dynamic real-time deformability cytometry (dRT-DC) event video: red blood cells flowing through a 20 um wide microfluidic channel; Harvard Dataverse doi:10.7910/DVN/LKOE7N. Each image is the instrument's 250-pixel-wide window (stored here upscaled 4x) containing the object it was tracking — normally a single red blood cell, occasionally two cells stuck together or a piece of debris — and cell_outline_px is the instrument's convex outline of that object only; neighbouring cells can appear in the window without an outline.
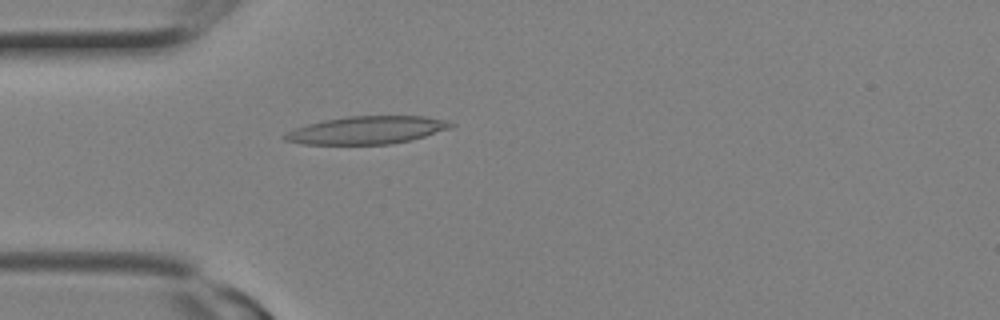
{"species": "Egyptian fruit bat (a non-hibernating species)", "species_latin": "Rousettus aegyptiacus", "temperature_condition": "room temperature", "stored_images_in_passage": 11, "camera_frame_rate_fps": 3000, "um_per_image_px": 0.085, "animal": {"sex": "female"}, "frame": {"image": 1, "passage_image": 5, "time_ms": 1.333, "image_size_px": [1000, 320], "cell_outline_px": [[456, 124], [452, 128], [412, 140], [392, 144], [304, 144], [284, 140], [280, 136], [296, 128], [308, 124], [324, 120], [348, 116], [424, 116], [448, 120]], "centroid_in_image_um": [31.24, 11.06], "position_along_channel_um": 53.8, "area_um2": 26.99}}
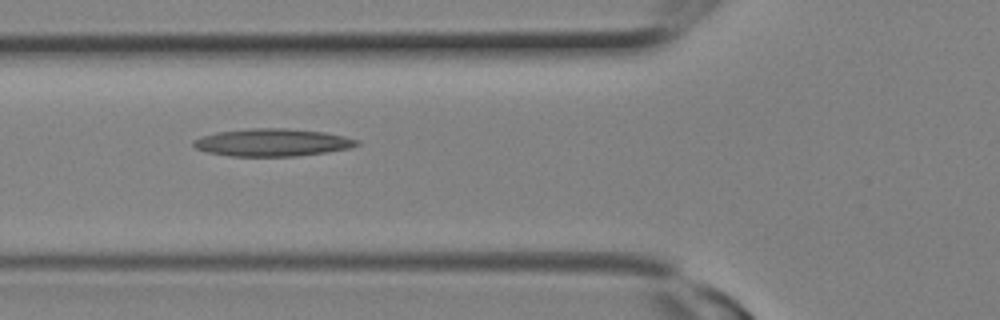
{"frame": {"image": 2, "passage_image": 7, "time_ms": 2.0, "image_size_px": [1000, 320], "cell_outline_px": [[360, 144], [352, 148], [296, 156], [228, 156], [208, 152], [196, 148], [192, 144], [192, 140], [200, 136], [216, 132], [252, 128], [288, 128], [324, 132], [344, 136], [360, 140]], "centroid_in_image_um": [23.14, 12.1], "position_along_channel_um": 102.7, "area_um2": 26.36}}
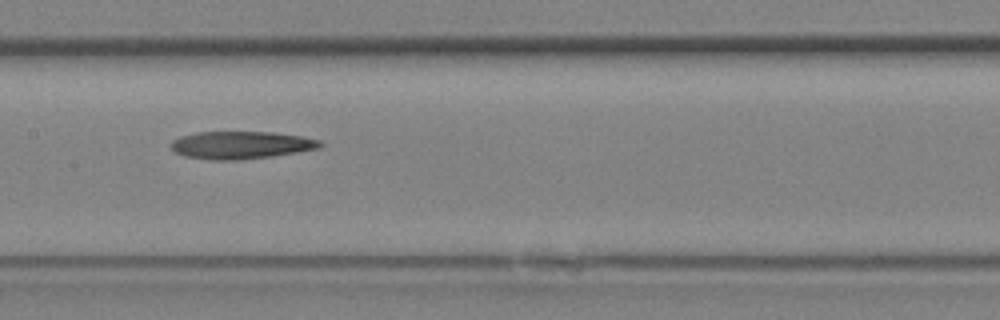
{"frame": {"image": 3, "passage_image": 10, "time_ms": 3.0, "image_size_px": [1000, 320], "cell_outline_px": [[324, 144], [320, 148], [272, 156], [240, 160], [212, 160], [184, 156], [176, 152], [168, 144], [172, 140], [180, 136], [196, 132], [272, 132], [300, 136], [320, 140]], "centroid_in_image_um": [20.46, 12.33], "position_along_channel_um": 186.9, "area_um2": 24.04}}